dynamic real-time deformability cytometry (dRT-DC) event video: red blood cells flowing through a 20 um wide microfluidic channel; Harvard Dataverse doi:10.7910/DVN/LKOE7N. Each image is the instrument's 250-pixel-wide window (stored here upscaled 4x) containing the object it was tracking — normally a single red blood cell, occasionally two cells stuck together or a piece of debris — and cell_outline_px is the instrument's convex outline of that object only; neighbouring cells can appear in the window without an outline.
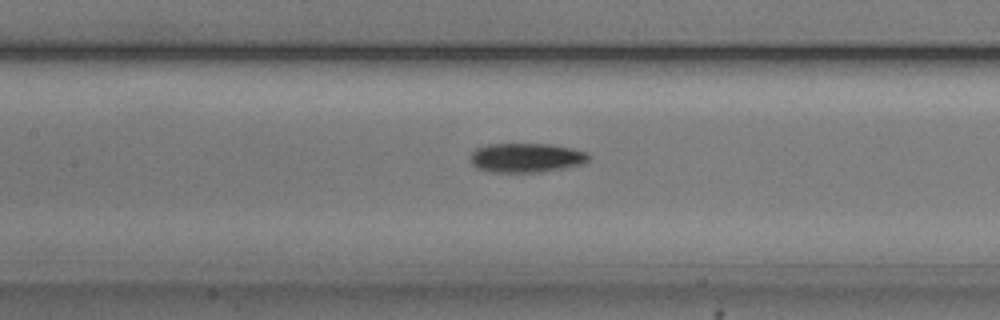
{"species": "common noctule bat (a hibernating species)", "species_latin": "Nyctalus noctula", "temperature_condition": "cold", "stored_images_in_passage": 44, "camera_frame_rate_fps": 3000, "um_per_image_px": 0.085, "animal": {"sex": "male", "body_mass_g": 20.5, "forearm_length_mm": 52.5}, "frame": {"image": 1, "passage_image": 15, "time_ms": 4.667, "image_size_px": [1000, 320], "cell_outline_px": [[592, 156], [584, 164], [540, 172], [492, 172], [476, 168], [472, 164], [472, 152], [476, 148], [488, 144], [552, 144], [572, 148], [588, 152]], "centroid_in_image_um": [44.78, 13.4], "position_along_channel_um": 162.6, "area_um2": 20.29}}
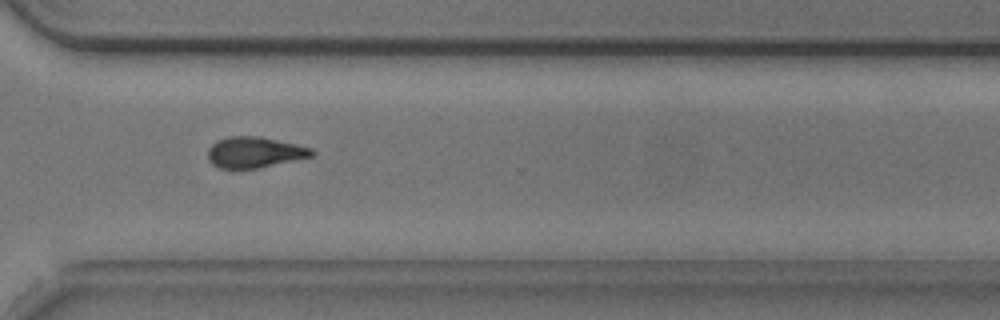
{"frame": {"image": 2, "passage_image": 30, "time_ms": 9.667, "image_size_px": [1000, 320], "cell_outline_px": [[316, 156], [260, 168], [220, 168], [212, 164], [208, 160], [208, 148], [216, 140], [228, 136], [260, 136], [296, 144], [312, 148], [316, 152]], "centroid_in_image_um": [21.67, 12.94], "position_along_channel_um": 348.9, "area_um2": 19.02}}
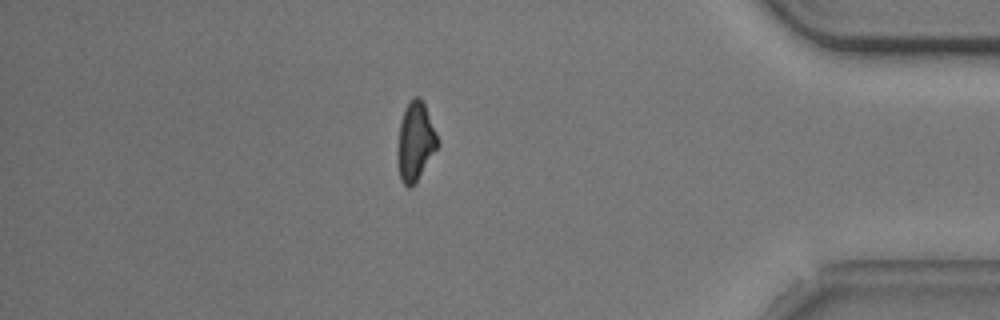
{"frame": {"image": 3, "passage_image": 37, "time_ms": 12.0, "image_size_px": [1000, 320], "cell_outline_px": [[440, 144], [416, 180], [408, 188], [400, 180], [396, 160], [396, 152], [400, 124], [404, 108], [408, 100], [412, 96], [420, 96], [424, 104]], "centroid_in_image_um": [35.27, 12.0], "position_along_channel_um": 399.9, "area_um2": 18.32}, "authors_computed_cell_mechanics": {"area_um2": 19.2763, "velocity_mm_per_s": 3.7407, "shape_relaxation_time_tau1_ms": 2.5703, "shape_relaxation_time_tau2_ms": null, "deformation_change_tau1": 0.1401, "deformation_change_tau2": null}}